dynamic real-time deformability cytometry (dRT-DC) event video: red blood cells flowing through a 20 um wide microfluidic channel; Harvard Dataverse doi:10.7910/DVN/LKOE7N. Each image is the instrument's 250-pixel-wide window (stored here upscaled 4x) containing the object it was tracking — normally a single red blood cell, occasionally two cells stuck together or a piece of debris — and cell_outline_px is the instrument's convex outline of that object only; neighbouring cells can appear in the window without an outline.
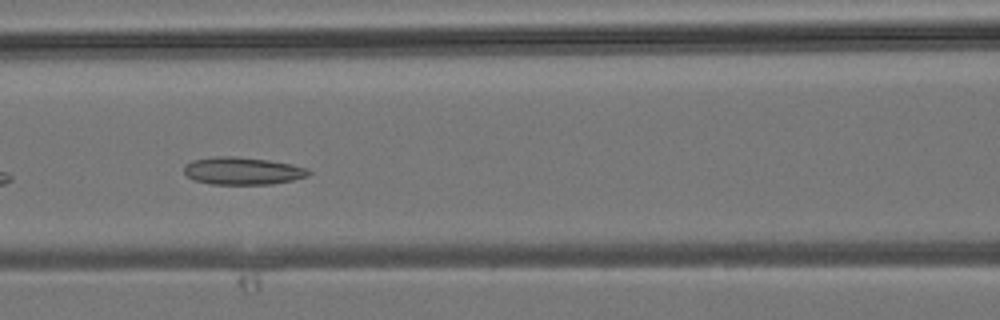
{"species": "common noctule bat (a hibernating species)", "species_latin": "Nyctalus noctula", "temperature_condition": "room temperature", "stored_images_in_passage": 29, "camera_frame_rate_fps": 3000, "um_per_image_px": 0.085, "animal": {"sex": "male", "body_mass_g": 19.2, "forearm_length_mm": 51.8}, "frame": {"image": 1, "passage_image": 6, "time_ms": 1.667, "image_size_px": [1000, 320], "cell_outline_px": [[312, 172], [308, 176], [292, 180], [272, 184], [212, 184], [192, 180], [184, 172], [184, 164], [192, 160], [216, 156], [236, 156], [268, 160], [292, 164], [304, 168]], "centroid_in_image_um": [20.58, 14.52], "position_along_channel_um": 146.0, "area_um2": 20.0}}
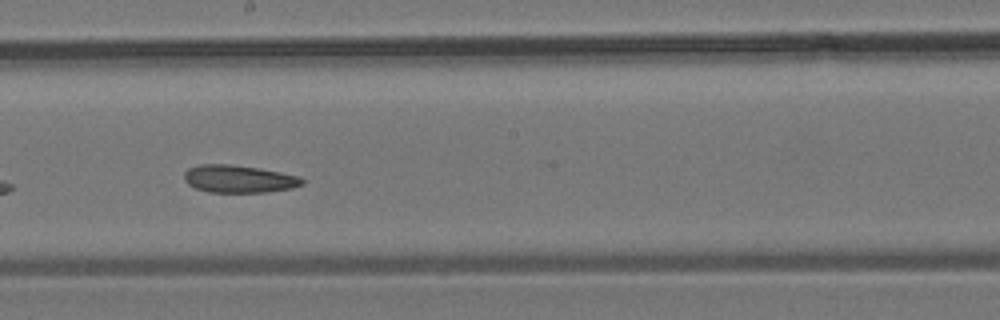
{"frame": {"image": 2, "passage_image": 11, "time_ms": 3.333, "image_size_px": [1000, 320], "cell_outline_px": [[304, 184], [292, 188], [268, 192], [208, 192], [196, 188], [188, 184], [184, 180], [184, 172], [188, 168], [200, 164], [232, 164], [260, 168], [300, 176], [304, 180]], "centroid_in_image_um": [20.31, 15.2], "position_along_channel_um": 227.9, "area_um2": 19.13}}
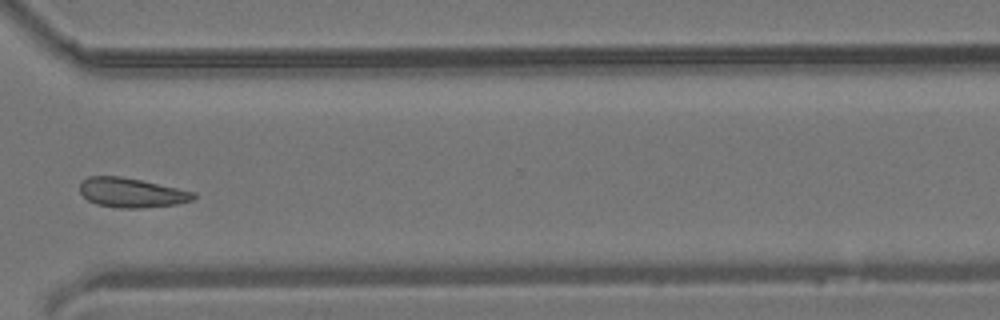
{"frame": {"image": 3, "passage_image": 19, "time_ms": 6.0, "image_size_px": [1000, 320], "cell_outline_px": [[196, 196], [192, 200], [176, 204], [140, 208], [120, 208], [96, 204], [88, 200], [80, 192], [80, 184], [88, 176], [120, 176], [140, 180], [196, 192]], "centroid_in_image_um": [11.17, 16.38], "position_along_channel_um": 359.4, "area_um2": 19.36}}